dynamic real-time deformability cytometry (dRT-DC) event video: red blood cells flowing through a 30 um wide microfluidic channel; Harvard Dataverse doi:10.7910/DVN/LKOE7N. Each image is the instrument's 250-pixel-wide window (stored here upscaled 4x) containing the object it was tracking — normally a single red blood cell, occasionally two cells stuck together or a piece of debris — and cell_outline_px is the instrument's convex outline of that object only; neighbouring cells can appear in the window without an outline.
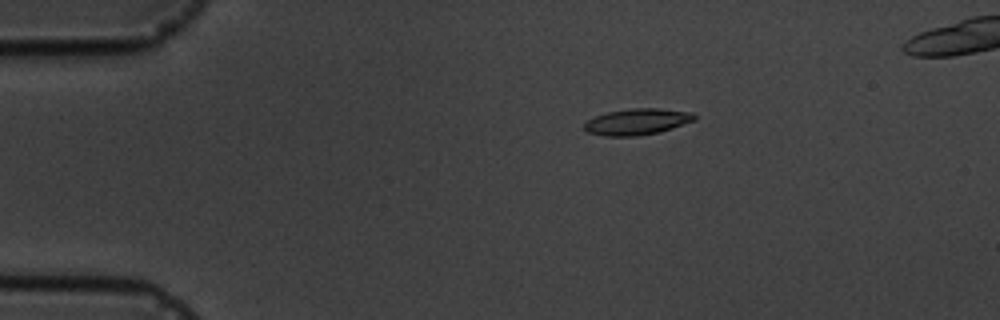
{"species": "common noctule bat (a hibernating species)", "species_latin": "Nyctalus noctula", "temperature_condition": "cold", "stored_images_in_passage": 15, "camera_frame_rate_fps": 3000, "um_per_image_px": 0.085, "animal": {"sex": "male", "body_mass_g": 19.5, "forearm_length_mm": 54.6}, "frame": {"image": 1, "passage_image": 2, "time_ms": 2.333, "image_size_px": [1000, 320], "cell_outline_px": [[696, 120], [672, 128], [656, 132], [636, 136], [608, 136], [588, 132], [584, 128], [584, 124], [588, 120], [596, 116], [608, 112], [632, 108], [660, 108], [692, 112], [696, 116]], "centroid_in_image_um": [54.19, 10.33], "position_along_channel_um": 30.8, "area_um2": 16.65}}
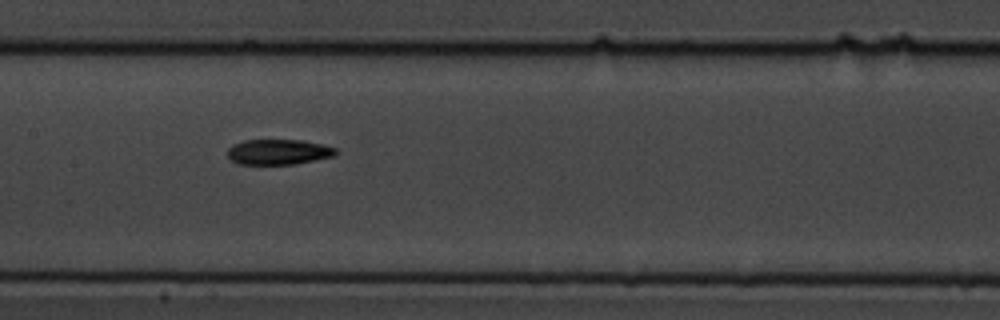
{"frame": {"image": 2, "passage_image": 7, "time_ms": 8.0, "image_size_px": [1000, 320], "cell_outline_px": [[340, 152], [332, 156], [296, 164], [236, 164], [228, 156], [228, 148], [232, 144], [244, 140], [300, 140], [324, 144], [336, 148]], "centroid_in_image_um": [23.67, 12.91], "position_along_channel_um": 183.7, "area_um2": 16.07}}
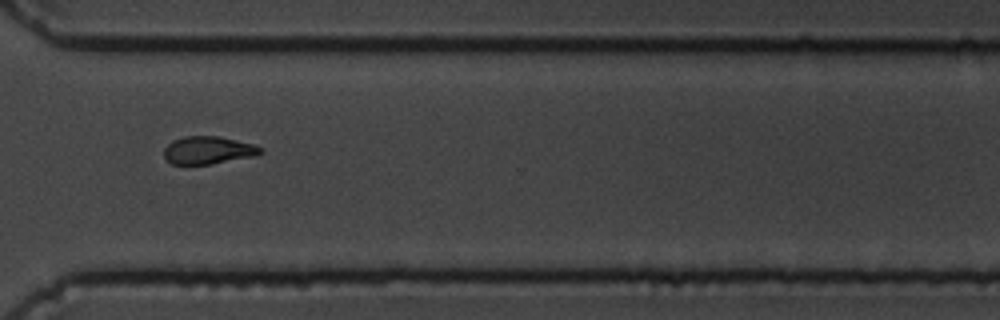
{"frame": {"image": 3, "passage_image": 11, "time_ms": 12.667, "image_size_px": [1000, 320], "cell_outline_px": [[264, 152], [256, 156], [212, 164], [172, 164], [164, 156], [164, 148], [172, 140], [184, 136], [220, 136], [252, 144], [264, 148]], "centroid_in_image_um": [17.72, 12.76], "position_along_channel_um": 352.9, "area_um2": 15.72}, "authors_computed_cell_mechanics": {"area_um2": 16.3574, "velocity_mm_per_s": 3.6365, "shape_relaxation_time_tau1_ms": 3.142, "shape_relaxation_time_tau2_ms": 6.5026, "deformation_change_tau1": 0.1114, "deformation_change_tau2": 0.125}}